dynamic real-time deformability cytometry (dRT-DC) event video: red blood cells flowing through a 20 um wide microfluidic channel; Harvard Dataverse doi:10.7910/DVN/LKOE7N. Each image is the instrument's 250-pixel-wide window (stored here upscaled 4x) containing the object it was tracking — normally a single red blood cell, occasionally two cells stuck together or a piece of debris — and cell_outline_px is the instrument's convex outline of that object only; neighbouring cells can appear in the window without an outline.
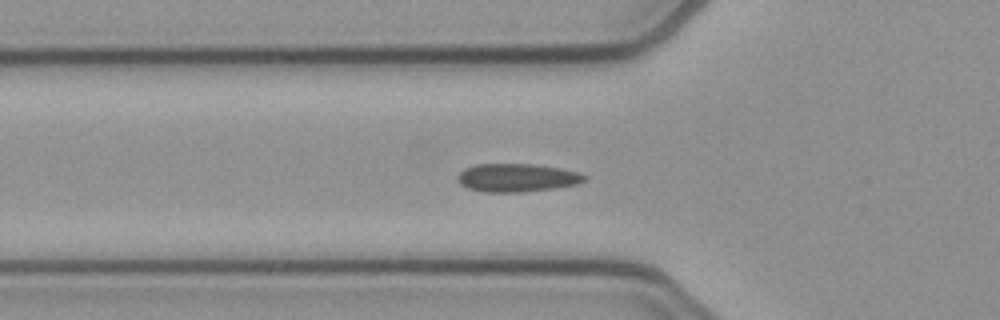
{"species": "common noctule bat (a hibernating species)", "species_latin": "Nyctalus noctula", "temperature_condition": "cold", "stored_images_in_passage": 40, "camera_frame_rate_fps": 3000, "um_per_image_px": 0.085, "animal": {"sex": "female", "body_mass_g": 21.9}, "frame": {"image": 1, "passage_image": 4, "time_ms": 1.0, "image_size_px": [1000, 320], "cell_outline_px": [[588, 180], [576, 184], [556, 188], [524, 192], [484, 192], [468, 188], [460, 184], [456, 180], [456, 176], [464, 168], [476, 164], [532, 164], [560, 168], [580, 172], [588, 176]], "centroid_in_image_um": [43.95, 15.11], "position_along_channel_um": 81.8, "area_um2": 21.15}}
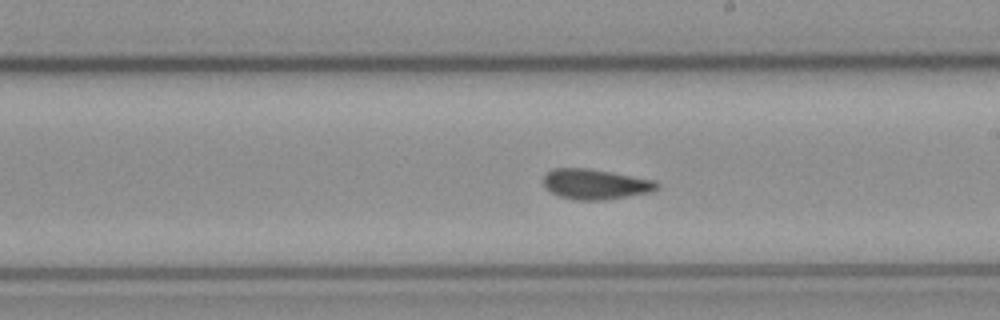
{"frame": {"image": 2, "passage_image": 16, "time_ms": 5.0, "image_size_px": [1000, 320], "cell_outline_px": [[660, 188], [652, 192], [604, 200], [576, 200], [560, 196], [544, 188], [544, 172], [552, 168], [588, 168], [612, 172], [656, 180], [660, 184]], "centroid_in_image_um": [50.62, 15.64], "position_along_channel_um": 238.4, "area_um2": 20.29}}
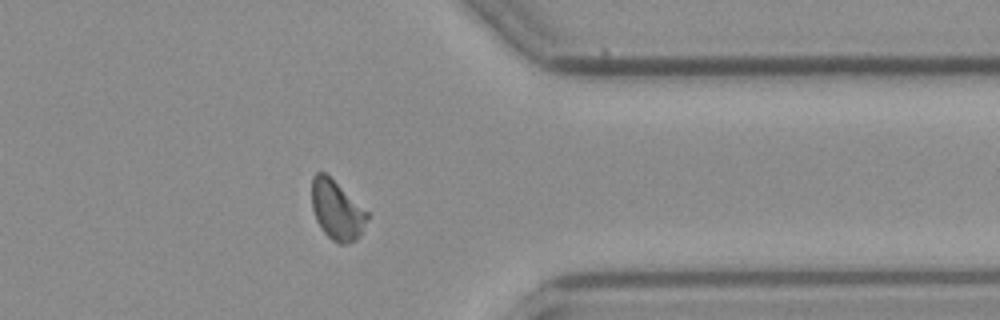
{"frame": {"image": 3, "passage_image": 28, "time_ms": 9.0, "image_size_px": [1000, 320], "cell_outline_px": [[368, 216], [360, 236], [356, 240], [344, 244], [340, 244], [332, 240], [320, 228], [316, 220], [312, 208], [312, 176], [316, 172], [324, 172], [368, 212]], "centroid_in_image_um": [28.61, 17.88], "position_along_channel_um": 382.8, "area_um2": 18.9}}